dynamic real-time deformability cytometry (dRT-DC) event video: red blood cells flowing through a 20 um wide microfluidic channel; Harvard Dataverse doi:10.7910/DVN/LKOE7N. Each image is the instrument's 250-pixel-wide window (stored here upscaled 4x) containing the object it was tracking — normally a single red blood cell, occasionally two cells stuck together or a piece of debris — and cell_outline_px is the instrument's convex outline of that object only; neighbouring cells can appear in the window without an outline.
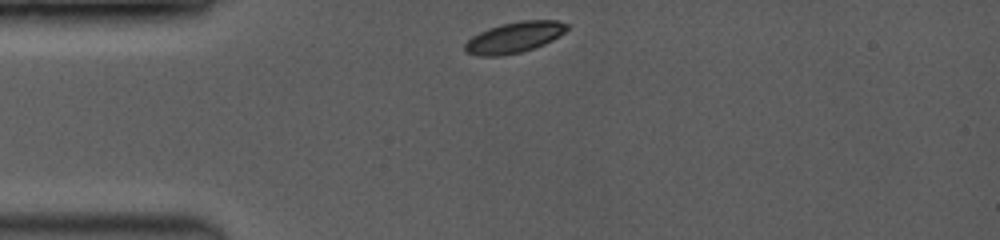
{"species": "common noctule bat (a hibernating species)", "species_latin": "Nyctalus noctula", "temperature_condition": "room temperature", "stored_images_in_passage": 28, "camera_frame_rate_fps": 3500, "um_per_image_px": 0.085, "animal": {"sex": "female", "body_mass_g": 19.0, "forearm_length_mm": 53.3}, "frame": {"image": 1, "passage_image": 1, "time_ms": 0.0, "image_size_px": [1000, 240], "cell_outline_px": [[568, 28], [564, 32], [552, 40], [544, 44], [520, 52], [500, 56], [480, 56], [468, 52], [464, 48], [464, 44], [472, 36], [488, 28], [500, 24], [520, 20], [556, 20], [568, 24]], "centroid_in_image_um": [43.71, 3.16], "position_along_channel_um": 41.3, "area_um2": 18.21}}
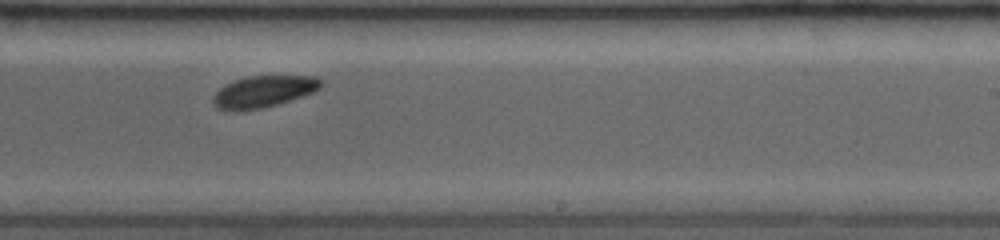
{"frame": {"image": 2, "passage_image": 16, "time_ms": 6.286, "image_size_px": [1000, 240], "cell_outline_px": [[324, 84], [320, 88], [312, 92], [276, 104], [260, 108], [232, 112], [216, 108], [212, 104], [212, 96], [220, 88], [236, 80], [248, 76], [316, 76], [324, 80]], "centroid_in_image_um": [22.38, 7.78], "position_along_channel_um": 266.6, "area_um2": 19.83}}
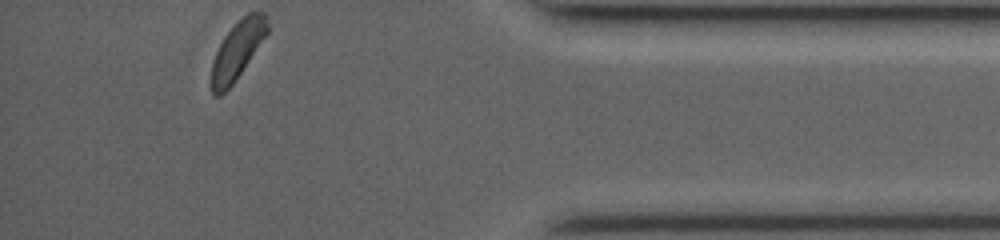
{"frame": {"image": 3, "passage_image": 28, "time_ms": 10.571, "image_size_px": [1000, 240], "cell_outline_px": [[268, 32], [236, 80], [220, 96], [212, 96], [212, 60], [224, 36], [248, 12], [264, 12], [268, 24]], "centroid_in_image_um": [20.17, 4.29], "position_along_channel_um": 415.0, "area_um2": 18.44}, "authors_computed_cell_mechanics": {"area_um2": 19.7965, "velocity_mm_per_s": 4.0071, "shape_relaxation_time_tau1_ms": null, "shape_relaxation_time_tau2_ms": 8.4787, "deformation_change_tau1": null, "deformation_change_tau2": 0.1127}}